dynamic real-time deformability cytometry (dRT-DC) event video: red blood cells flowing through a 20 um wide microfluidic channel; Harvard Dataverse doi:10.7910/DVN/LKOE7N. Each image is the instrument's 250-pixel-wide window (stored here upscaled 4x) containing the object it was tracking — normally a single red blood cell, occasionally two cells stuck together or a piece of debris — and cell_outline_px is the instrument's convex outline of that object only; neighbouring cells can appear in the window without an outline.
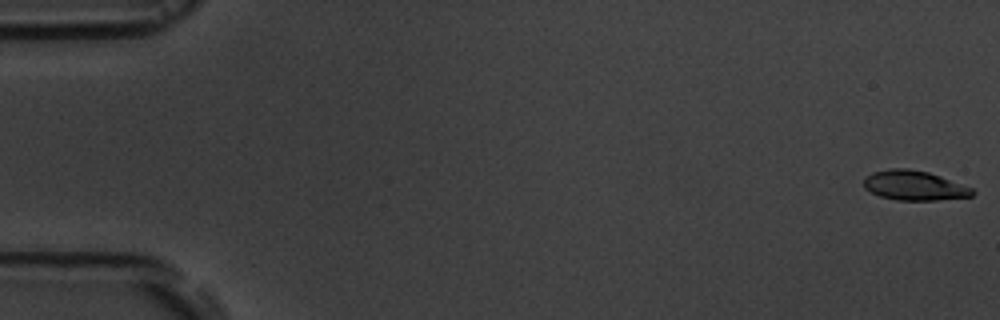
{"species": "common noctule bat (a hibernating species)", "species_latin": "Nyctalus noctula", "temperature_condition": "room temperature", "stored_images_in_passage": 12, "camera_frame_rate_fps": 3000, "um_per_image_px": 0.085, "animal": {"sex": "male", "body_mass_g": 19.5, "forearm_length_mm": 54.6}, "frame": {"image": 1, "passage_image": 1, "time_ms": 0.0, "image_size_px": [1000, 320], "cell_outline_px": [[976, 192], [972, 196], [936, 200], [896, 200], [880, 196], [864, 188], [864, 176], [872, 172], [888, 168], [908, 168], [928, 172], [940, 176], [972, 188]], "centroid_in_image_um": [77.68, 15.76], "position_along_channel_um": 7.3, "area_um2": 18.79}}
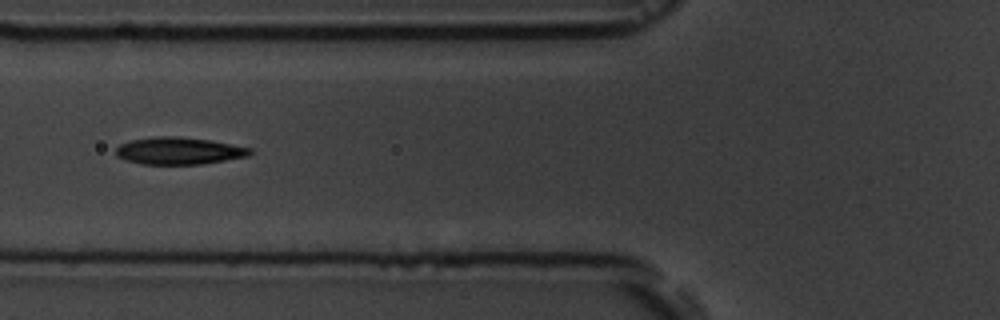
{"frame": {"image": 2, "passage_image": 7, "time_ms": 7.0, "image_size_px": [1000, 320], "cell_outline_px": [[252, 152], [248, 156], [200, 164], [144, 164], [128, 160], [116, 156], [116, 148], [120, 144], [132, 140], [152, 136], [176, 136], [208, 140], [252, 148]], "centroid_in_image_um": [15.19, 12.81], "position_along_channel_um": 110.6, "area_um2": 20.98}}
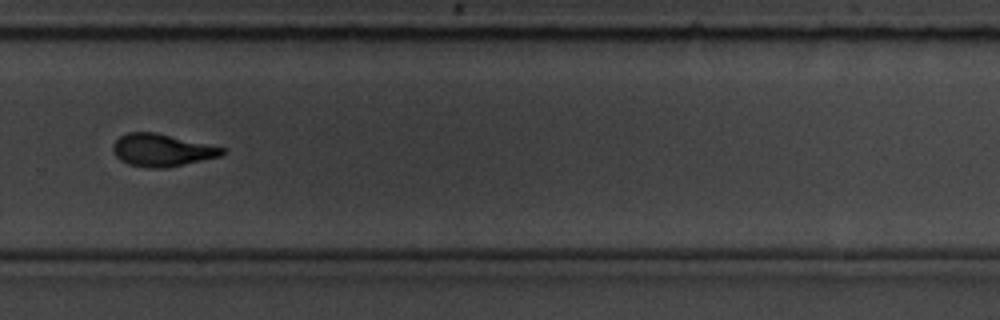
{"frame": {"image": 3, "passage_image": 12, "time_ms": 12.667, "image_size_px": [1000, 320], "cell_outline_px": [[228, 148], [220, 156], [164, 168], [148, 168], [128, 164], [120, 160], [116, 156], [112, 148], [112, 144], [120, 136], [128, 132], [156, 132]], "centroid_in_image_um": [13.75, 12.75], "position_along_channel_um": 316.0, "area_um2": 20.69}}